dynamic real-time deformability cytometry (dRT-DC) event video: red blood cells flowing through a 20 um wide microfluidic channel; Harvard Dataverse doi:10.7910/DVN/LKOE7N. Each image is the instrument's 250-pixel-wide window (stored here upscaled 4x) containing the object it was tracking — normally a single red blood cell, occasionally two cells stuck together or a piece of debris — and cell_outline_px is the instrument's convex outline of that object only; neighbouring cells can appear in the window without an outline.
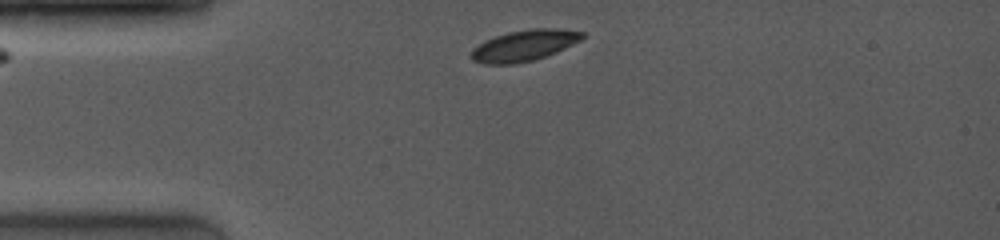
{"species": "common noctule bat (a hibernating species)", "species_latin": "Nyctalus noctula", "temperature_condition": "room temperature", "stored_images_in_passage": 9, "camera_frame_rate_fps": 4000, "um_per_image_px": 0.085, "animal": {"sex": "female", "body_mass_g": 19.0, "forearm_length_mm": 53.3}, "frame": {"image": 1, "passage_image": 2, "time_ms": 0.5, "image_size_px": [1000, 240], "cell_outline_px": [[584, 36], [580, 40], [556, 52], [532, 60], [516, 64], [484, 64], [472, 60], [468, 56], [472, 48], [476, 44], [484, 40], [508, 32], [532, 28], [552, 28], [584, 32]], "centroid_in_image_um": [44.47, 3.87], "position_along_channel_um": 40.5, "area_um2": 20.11}}
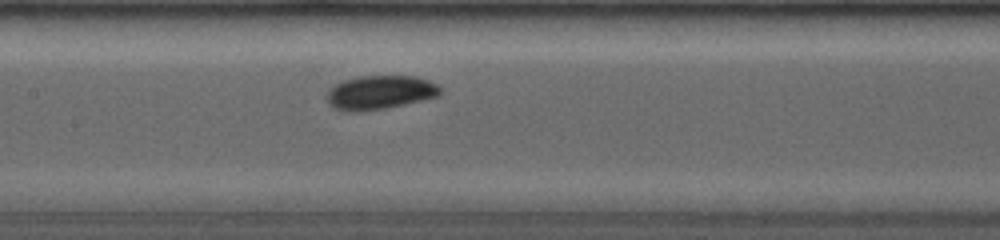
{"frame": {"image": 2, "passage_image": 9, "time_ms": 4.5, "image_size_px": [1000, 240], "cell_outline_px": [[440, 96], [388, 108], [356, 112], [348, 112], [332, 108], [328, 104], [328, 92], [336, 84], [344, 80], [360, 76], [416, 76], [428, 80], [436, 84], [440, 88]], "centroid_in_image_um": [32.3, 7.87], "position_along_channel_um": 175.1, "area_um2": 22.43}}